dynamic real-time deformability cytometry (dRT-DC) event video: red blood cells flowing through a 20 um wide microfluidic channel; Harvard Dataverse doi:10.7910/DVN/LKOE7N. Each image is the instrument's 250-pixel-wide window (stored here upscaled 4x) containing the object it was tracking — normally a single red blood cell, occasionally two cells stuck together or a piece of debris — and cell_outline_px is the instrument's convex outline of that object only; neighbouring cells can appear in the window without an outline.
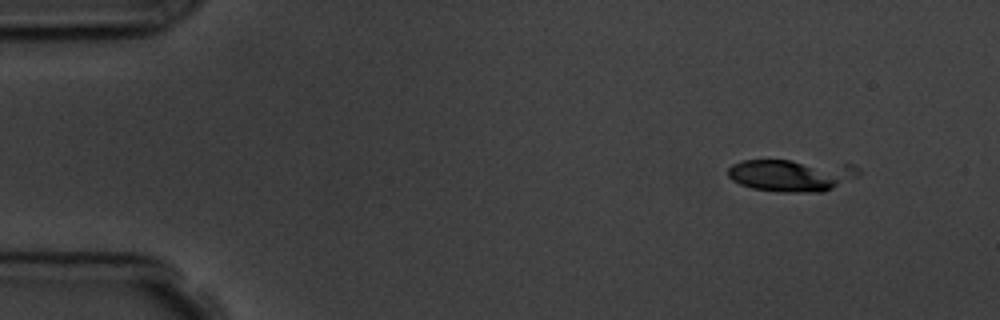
{"species": "common noctule bat (a hibernating species)", "species_latin": "Nyctalus noctula", "temperature_condition": "room temperature", "stored_images_in_passage": 6, "camera_frame_rate_fps": 3000, "um_per_image_px": 0.085, "animal": {"sex": "male", "body_mass_g": 19.5, "forearm_length_mm": 54.6}, "frame": {"image": 1, "passage_image": 2, "time_ms": 1.333, "image_size_px": [1000, 320], "cell_outline_px": [[860, 172], [856, 176], [824, 192], [776, 192], [752, 188], [740, 184], [732, 180], [728, 176], [728, 168], [732, 164], [740, 160], [792, 160], [852, 164], [860, 168]], "centroid_in_image_um": [67.26, 14.88], "position_along_channel_um": 17.7, "area_um2": 24.8}}